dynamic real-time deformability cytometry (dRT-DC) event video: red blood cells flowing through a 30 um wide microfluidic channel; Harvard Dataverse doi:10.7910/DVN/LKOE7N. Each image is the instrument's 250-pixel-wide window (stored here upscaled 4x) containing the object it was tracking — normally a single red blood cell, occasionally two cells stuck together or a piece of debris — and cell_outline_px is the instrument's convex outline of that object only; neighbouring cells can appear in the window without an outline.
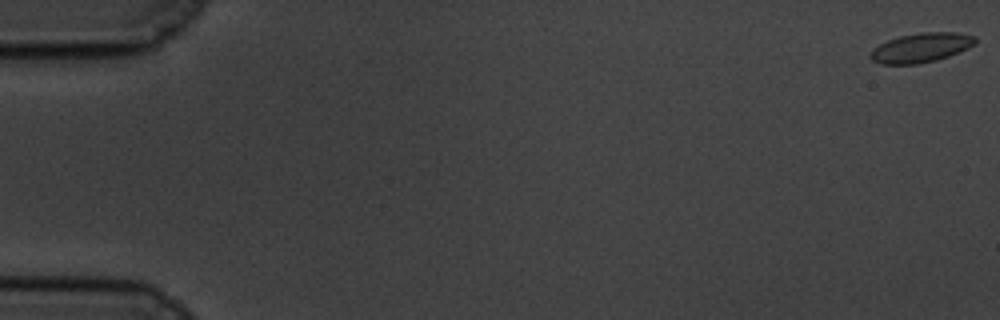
{"species": "common noctule bat (a hibernating species)", "species_latin": "Nyctalus noctula", "temperature_condition": "cold", "stored_images_in_passage": 59, "camera_frame_rate_fps": 3000, "um_per_image_px": 0.085, "animal": {"sex": "male", "body_mass_g": 19.5, "forearm_length_mm": 54.6}, "frame": {"image": 1, "passage_image": 1, "time_ms": 0.0, "image_size_px": [1000, 320], "cell_outline_px": [[976, 40], [968, 48], [960, 52], [936, 60], [916, 64], [880, 64], [872, 60], [868, 56], [872, 48], [888, 40], [900, 36], [924, 32], [956, 32], [976, 36]], "centroid_in_image_um": [78.26, 4.05], "position_along_channel_um": 6.7, "area_um2": 17.92}}
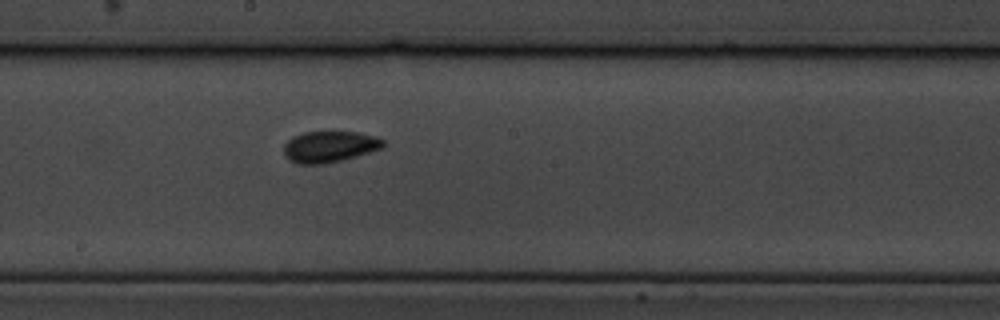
{"frame": {"image": 2, "passage_image": 33, "time_ms": 10.667, "image_size_px": [1000, 320], "cell_outline_px": [[384, 148], [356, 156], [324, 164], [300, 164], [288, 160], [284, 156], [284, 144], [292, 136], [304, 132], [360, 132], [376, 136], [384, 140]], "centroid_in_image_um": [28.01, 12.46], "position_along_channel_um": 220.2, "area_um2": 18.21}}
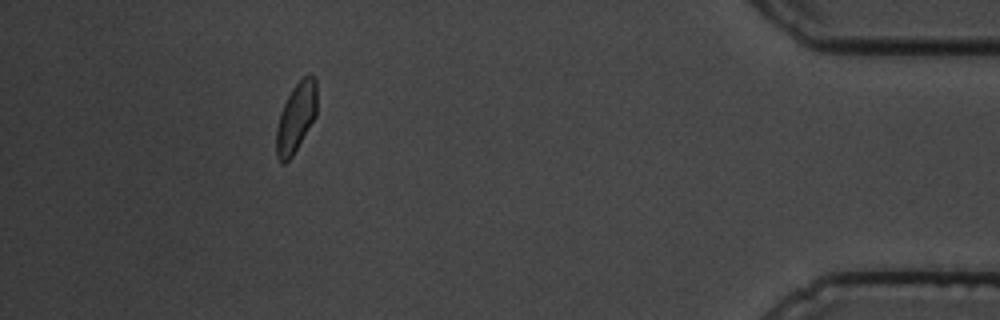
{"frame": {"image": 3, "passage_image": 54, "time_ms": 17.667, "image_size_px": [1000, 320], "cell_outline_px": [[316, 116], [292, 156], [284, 164], [280, 164], [276, 156], [276, 128], [280, 112], [292, 88], [308, 72], [312, 72], [316, 80]], "centroid_in_image_um": [25.16, 9.98], "position_along_channel_um": 410.0, "area_um2": 16.53}, "authors_computed_cell_mechanics": {"area_um2": 17.3978, "velocity_mm_per_s": 3.4607, "shape_relaxation_time_tau1_ms": 4.289, "shape_relaxation_time_tau2_ms": 3.043, "deformation_change_tau1": 0.0736, "deformation_change_tau2": 0.0528}}